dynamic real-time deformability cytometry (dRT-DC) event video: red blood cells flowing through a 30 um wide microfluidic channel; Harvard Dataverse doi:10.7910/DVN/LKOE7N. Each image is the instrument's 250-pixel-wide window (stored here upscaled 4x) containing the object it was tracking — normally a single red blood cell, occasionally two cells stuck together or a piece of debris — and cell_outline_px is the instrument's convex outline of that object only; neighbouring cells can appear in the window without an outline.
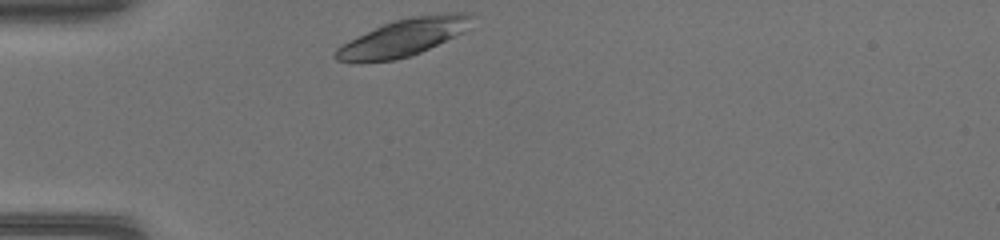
{"species": "common noctule bat (a hibernating species)", "species_latin": "Nyctalus noctula", "temperature_condition": "warm", "stored_images_in_passage": 22, "camera_frame_rate_fps": 3000, "um_per_image_px": 0.085, "animal": {"sex": "female", "body_mass_g": 17.0, "forearm_length_mm": 48.0}, "frame": {"image": 1, "passage_image": 1, "time_ms": 0.0, "image_size_px": [1000, 240], "cell_outline_px": [[472, 28], [464, 32], [412, 56], [396, 60], [352, 64], [336, 60], [332, 56], [332, 52], [336, 48], [384, 24], [396, 20], [412, 16], [452, 12], [468, 12], [472, 16]], "centroid_in_image_um": [34.31, 3.22], "position_along_channel_um": 50.7, "area_um2": 29.77}}
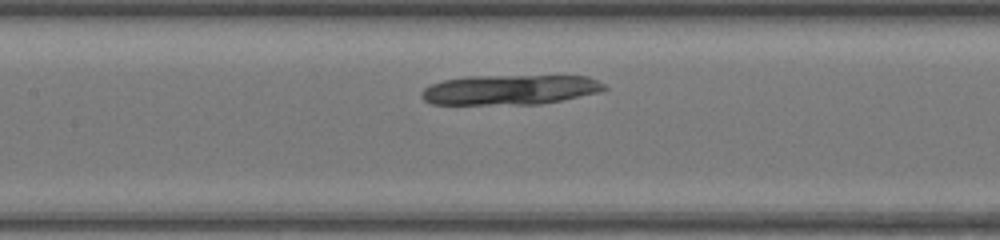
{"frame": {"image": 2, "passage_image": 10, "time_ms": 3.0, "image_size_px": [1000, 240], "cell_outline_px": [[608, 88], [604, 92], [540, 104], [428, 104], [420, 96], [420, 92], [428, 84], [444, 80], [464, 76], [588, 76], [604, 84]], "centroid_in_image_um": [43.33, 7.63], "position_along_channel_um": 164.1, "area_um2": 32.19}}
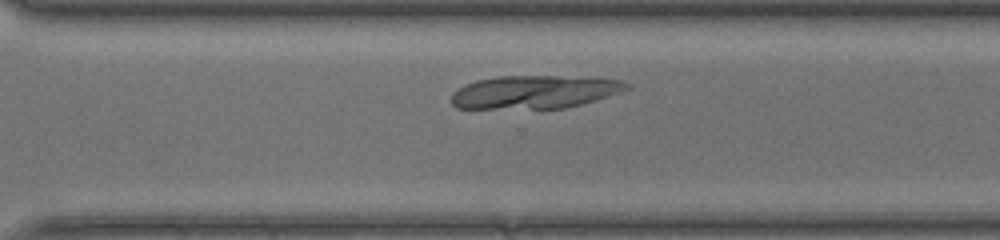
{"frame": {"image": 3, "passage_image": 21, "time_ms": 6.667, "image_size_px": [1000, 240], "cell_outline_px": [[632, 88], [596, 100], [564, 108], [456, 108], [452, 104], [452, 96], [464, 84], [476, 80], [500, 76], [556, 76], [624, 80], [632, 84]], "centroid_in_image_um": [45.48, 7.81], "position_along_channel_um": 325.1, "area_um2": 33.58}}